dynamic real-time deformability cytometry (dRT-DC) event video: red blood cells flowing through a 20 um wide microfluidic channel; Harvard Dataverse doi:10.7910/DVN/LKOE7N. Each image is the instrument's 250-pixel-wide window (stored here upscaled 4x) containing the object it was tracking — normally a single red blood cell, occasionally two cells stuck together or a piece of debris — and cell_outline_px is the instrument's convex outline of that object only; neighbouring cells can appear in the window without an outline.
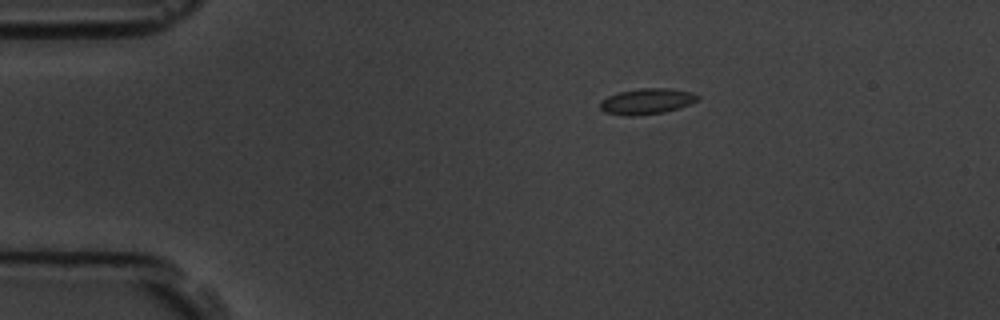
{"species": "common noctule bat (a hibernating species)", "species_latin": "Nyctalus noctula", "temperature_condition": "room temperature", "stored_images_in_passage": 10, "camera_frame_rate_fps": 3000, "um_per_image_px": 0.085, "animal": {"sex": "male", "body_mass_g": 19.5, "forearm_length_mm": 54.6}, "frame": {"image": 1, "passage_image": 2, "time_ms": 1.333, "image_size_px": [1000, 320], "cell_outline_px": [[700, 96], [696, 100], [680, 108], [664, 112], [632, 116], [624, 116], [604, 112], [600, 108], [600, 100], [608, 96], [620, 92], [640, 88], [668, 88], [692, 92]], "centroid_in_image_um": [54.95, 8.61], "position_along_channel_um": 30.1, "area_um2": 14.62}}
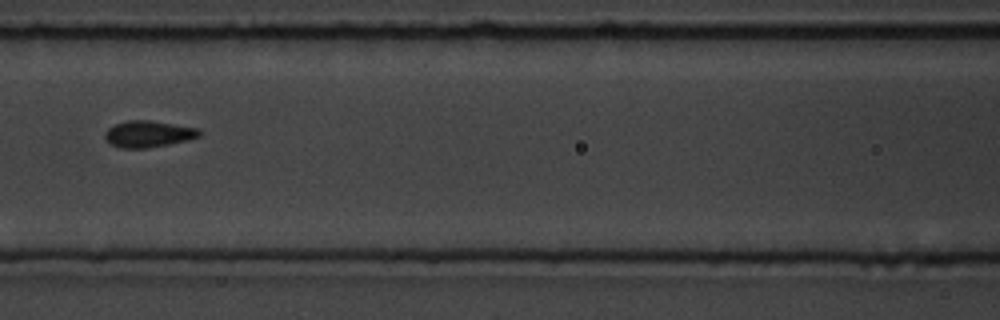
{"frame": {"image": 2, "passage_image": 6, "time_ms": 6.0, "image_size_px": [1000, 320], "cell_outline_px": [[200, 136], [188, 140], [148, 148], [120, 148], [112, 144], [104, 136], [104, 132], [108, 128], [116, 124], [128, 120], [148, 120], [200, 128]], "centroid_in_image_um": [12.62, 11.38], "position_along_channel_um": 154.0, "area_um2": 14.51}}
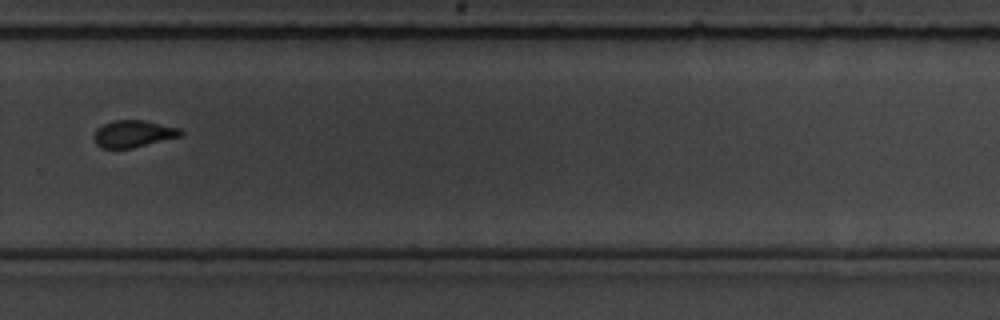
{"frame": {"image": 3, "passage_image": 10, "time_ms": 10.333, "image_size_px": [1000, 320], "cell_outline_px": [[184, 132], [180, 136], [132, 148], [100, 148], [96, 144], [96, 128], [104, 124], [116, 120], [144, 120], [180, 128]], "centroid_in_image_um": [11.35, 11.36], "position_along_channel_um": 318.4, "area_um2": 13.41}}